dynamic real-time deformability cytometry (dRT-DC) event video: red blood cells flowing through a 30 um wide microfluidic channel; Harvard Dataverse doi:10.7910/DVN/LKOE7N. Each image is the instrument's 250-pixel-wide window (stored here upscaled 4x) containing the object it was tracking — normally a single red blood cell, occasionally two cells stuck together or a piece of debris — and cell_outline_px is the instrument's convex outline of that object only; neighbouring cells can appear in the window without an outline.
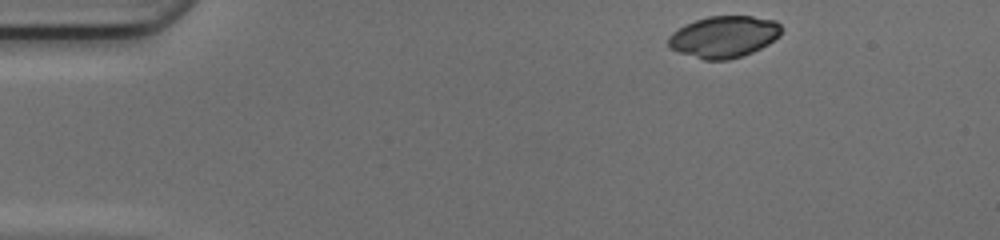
{"species": "common noctule bat (a hibernating species)", "species_latin": "Nyctalus noctula", "temperature_condition": "cold", "stored_images_in_passage": 41, "camera_frame_rate_fps": 3000, "um_per_image_px": 0.085, "animal": {"sex": "female", "body_mass_g": 17.0, "forearm_length_mm": 48.0}, "frame": {"image": 1, "passage_image": 1, "time_ms": 0.0, "image_size_px": [1000, 240], "cell_outline_px": [[780, 36], [768, 44], [752, 52], [728, 60], [704, 60], [680, 52], [672, 48], [668, 44], [668, 36], [680, 28], [696, 20], [708, 16], [752, 16], [776, 20], [780, 24]], "centroid_in_image_um": [61.56, 3.12], "position_along_channel_um": 23.4, "area_um2": 27.11}}
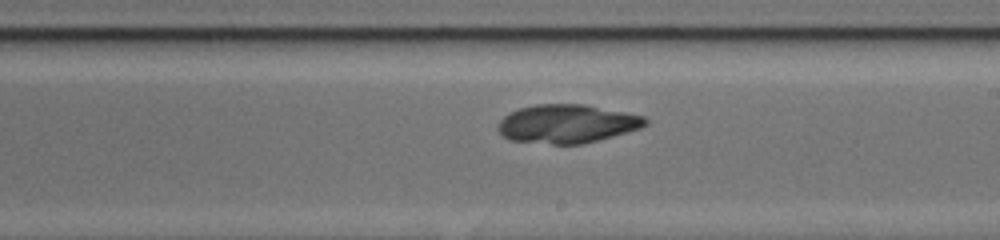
{"frame": {"image": 2, "passage_image": 23, "time_ms": 7.333, "image_size_px": [1000, 240], "cell_outline_px": [[648, 124], [640, 128], [584, 144], [552, 144], [508, 140], [496, 128], [500, 120], [504, 116], [520, 108], [536, 104], [584, 104], [644, 116], [648, 120]], "centroid_in_image_um": [48.19, 10.52], "position_along_channel_um": 240.8, "area_um2": 33.0}}
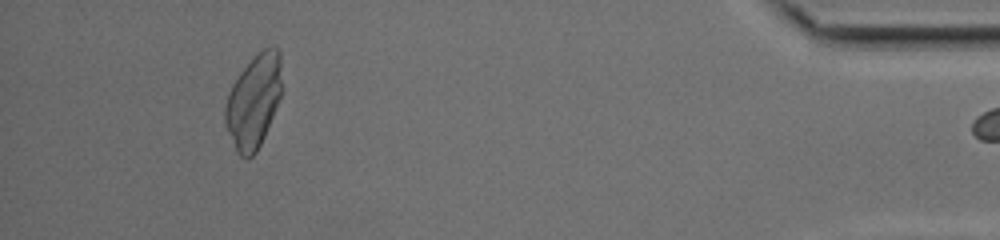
{"frame": {"image": 3, "passage_image": 40, "time_ms": 13.0, "image_size_px": [1000, 240], "cell_outline_px": [[280, 96], [264, 136], [256, 152], [248, 160], [244, 160], [236, 152], [224, 124], [224, 108], [232, 84], [240, 72], [264, 48], [272, 44], [280, 48]], "centroid_in_image_um": [21.53, 8.64], "position_along_channel_um": 413.7, "area_um2": 30.58}}